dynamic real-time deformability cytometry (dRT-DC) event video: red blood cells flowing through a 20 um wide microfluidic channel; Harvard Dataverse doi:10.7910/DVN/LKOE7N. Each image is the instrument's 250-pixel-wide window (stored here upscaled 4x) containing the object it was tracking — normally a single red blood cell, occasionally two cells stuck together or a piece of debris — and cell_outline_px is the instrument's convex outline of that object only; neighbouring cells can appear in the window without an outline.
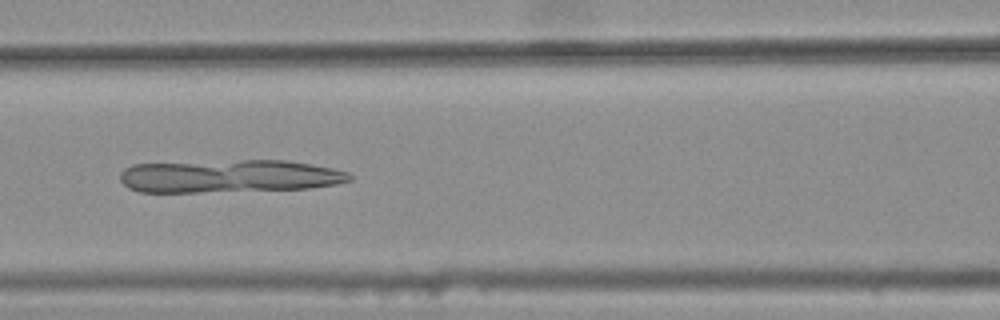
{"species": "common noctule bat (a hibernating species)", "species_latin": "Nyctalus noctula", "temperature_condition": "warm", "stored_images_in_passage": 44, "camera_frame_rate_fps": 3000, "um_per_image_px": 0.085, "animal": {"sex": "female", "body_mass_g": 25.1}, "frame": {"image": 1, "passage_image": 22, "time_ms": 7.0, "image_size_px": [1000, 320], "cell_outline_px": [[352, 180], [336, 184], [308, 188], [200, 192], [140, 192], [128, 188], [120, 180], [120, 172], [124, 168], [132, 164], [244, 160], [284, 160], [312, 164], [332, 168], [348, 172], [352, 176]], "centroid_in_image_um": [19.46, 14.97], "position_along_channel_um": 147.1, "area_um2": 43.99}}
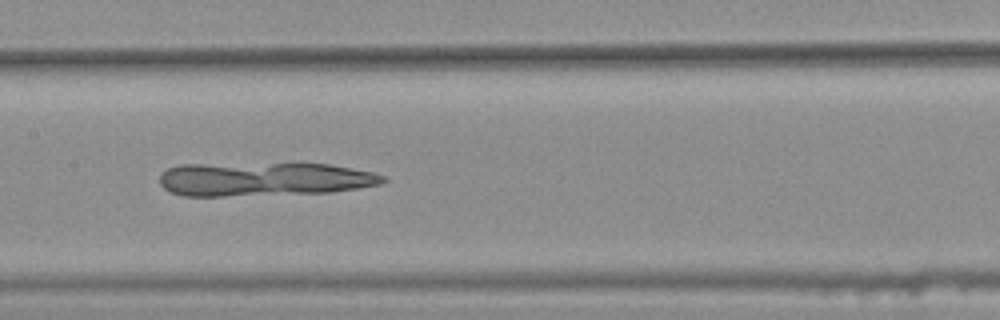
{"frame": {"image": 2, "passage_image": 25, "time_ms": 8.0, "image_size_px": [1000, 320], "cell_outline_px": [[388, 180], [380, 184], [332, 192], [224, 196], [184, 196], [172, 192], [164, 188], [160, 184], [160, 176], [168, 168], [180, 164], [328, 164], [352, 168], [372, 172], [388, 176]], "centroid_in_image_um": [22.45, 15.23], "position_along_channel_um": 184.9, "area_um2": 43.75}}